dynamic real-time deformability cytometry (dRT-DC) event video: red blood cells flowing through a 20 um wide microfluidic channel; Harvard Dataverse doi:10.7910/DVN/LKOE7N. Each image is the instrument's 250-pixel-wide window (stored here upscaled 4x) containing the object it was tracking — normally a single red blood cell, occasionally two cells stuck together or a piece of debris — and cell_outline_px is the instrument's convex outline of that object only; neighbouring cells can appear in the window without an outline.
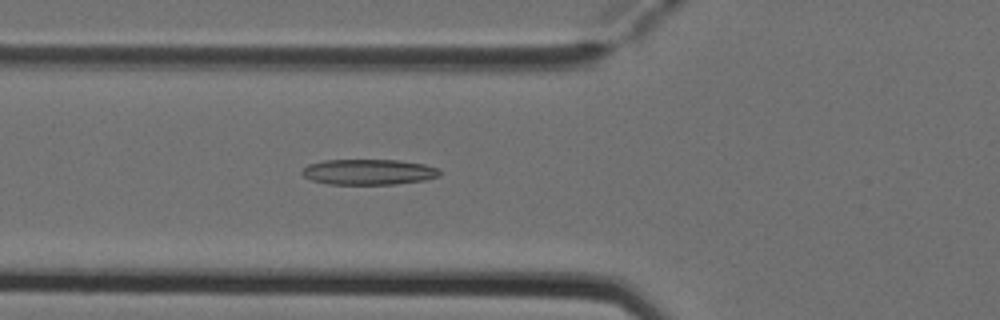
{"species": "Egyptian fruit bat (a non-hibernating species)", "species_latin": "Rousettus aegyptiacus", "temperature_condition": "cold", "stored_images_in_passage": 6, "camera_frame_rate_fps": 3000, "um_per_image_px": 0.085, "animal": {"sex": "female"}, "frame": {"image": 1, "passage_image": 6, "time_ms": 1.667, "image_size_px": [1000, 320], "cell_outline_px": [[440, 176], [424, 180], [396, 184], [328, 184], [312, 180], [304, 176], [300, 172], [308, 164], [324, 160], [396, 160], [424, 164], [440, 168]], "centroid_in_image_um": [31.34, 14.61], "position_along_channel_um": 94.5, "area_um2": 20.52}}